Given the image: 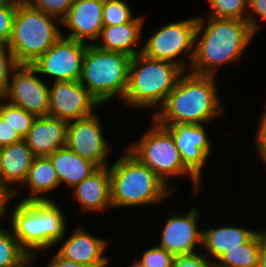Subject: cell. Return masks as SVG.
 I'll list each match as a JSON object with an SVG mask.
<instances>
[{
    "mask_svg": "<svg viewBox=\"0 0 266 267\" xmlns=\"http://www.w3.org/2000/svg\"><path fill=\"white\" fill-rule=\"evenodd\" d=\"M184 77V78H183ZM214 76L189 73L179 77L175 89L166 97L162 111L155 114V123L201 124L221 114Z\"/></svg>",
    "mask_w": 266,
    "mask_h": 267,
    "instance_id": "cell-1",
    "label": "cell"
},
{
    "mask_svg": "<svg viewBox=\"0 0 266 267\" xmlns=\"http://www.w3.org/2000/svg\"><path fill=\"white\" fill-rule=\"evenodd\" d=\"M254 33L247 21L210 17L194 49L192 73L214 76L215 65L240 58Z\"/></svg>",
    "mask_w": 266,
    "mask_h": 267,
    "instance_id": "cell-2",
    "label": "cell"
},
{
    "mask_svg": "<svg viewBox=\"0 0 266 267\" xmlns=\"http://www.w3.org/2000/svg\"><path fill=\"white\" fill-rule=\"evenodd\" d=\"M113 206L158 203L168 196L167 183L129 151L109 169Z\"/></svg>",
    "mask_w": 266,
    "mask_h": 267,
    "instance_id": "cell-3",
    "label": "cell"
},
{
    "mask_svg": "<svg viewBox=\"0 0 266 267\" xmlns=\"http://www.w3.org/2000/svg\"><path fill=\"white\" fill-rule=\"evenodd\" d=\"M12 228L20 247L42 250L60 241L65 233V218L51 200L21 201L12 214ZM33 256V257H32Z\"/></svg>",
    "mask_w": 266,
    "mask_h": 267,
    "instance_id": "cell-4",
    "label": "cell"
},
{
    "mask_svg": "<svg viewBox=\"0 0 266 267\" xmlns=\"http://www.w3.org/2000/svg\"><path fill=\"white\" fill-rule=\"evenodd\" d=\"M184 70L176 63L139 53L131 58L125 102L141 107L164 103Z\"/></svg>",
    "mask_w": 266,
    "mask_h": 267,
    "instance_id": "cell-5",
    "label": "cell"
},
{
    "mask_svg": "<svg viewBox=\"0 0 266 267\" xmlns=\"http://www.w3.org/2000/svg\"><path fill=\"white\" fill-rule=\"evenodd\" d=\"M54 18L33 8L26 1L17 5L7 47L18 65H32L62 37L52 23Z\"/></svg>",
    "mask_w": 266,
    "mask_h": 267,
    "instance_id": "cell-6",
    "label": "cell"
},
{
    "mask_svg": "<svg viewBox=\"0 0 266 267\" xmlns=\"http://www.w3.org/2000/svg\"><path fill=\"white\" fill-rule=\"evenodd\" d=\"M131 56L89 44L82 62L79 82L98 101H108L119 94L124 98L128 87ZM85 81L87 85H85Z\"/></svg>",
    "mask_w": 266,
    "mask_h": 267,
    "instance_id": "cell-7",
    "label": "cell"
},
{
    "mask_svg": "<svg viewBox=\"0 0 266 267\" xmlns=\"http://www.w3.org/2000/svg\"><path fill=\"white\" fill-rule=\"evenodd\" d=\"M128 151L165 183L169 175L190 174L197 190L200 180L186 168L171 134L163 126L156 123Z\"/></svg>",
    "mask_w": 266,
    "mask_h": 267,
    "instance_id": "cell-8",
    "label": "cell"
},
{
    "mask_svg": "<svg viewBox=\"0 0 266 267\" xmlns=\"http://www.w3.org/2000/svg\"><path fill=\"white\" fill-rule=\"evenodd\" d=\"M203 18H193L181 22L163 26L153 35L142 48V54L146 57L176 63L183 70L185 65L174 58L181 52L190 49L191 62L194 57V45L196 38L203 29Z\"/></svg>",
    "mask_w": 266,
    "mask_h": 267,
    "instance_id": "cell-9",
    "label": "cell"
},
{
    "mask_svg": "<svg viewBox=\"0 0 266 267\" xmlns=\"http://www.w3.org/2000/svg\"><path fill=\"white\" fill-rule=\"evenodd\" d=\"M88 44L61 37L31 66L36 73L55 77L56 82L79 81Z\"/></svg>",
    "mask_w": 266,
    "mask_h": 267,
    "instance_id": "cell-10",
    "label": "cell"
},
{
    "mask_svg": "<svg viewBox=\"0 0 266 267\" xmlns=\"http://www.w3.org/2000/svg\"><path fill=\"white\" fill-rule=\"evenodd\" d=\"M98 101L79 81L54 82L49 89L48 115L70 122L92 115Z\"/></svg>",
    "mask_w": 266,
    "mask_h": 267,
    "instance_id": "cell-11",
    "label": "cell"
},
{
    "mask_svg": "<svg viewBox=\"0 0 266 267\" xmlns=\"http://www.w3.org/2000/svg\"><path fill=\"white\" fill-rule=\"evenodd\" d=\"M14 71L6 96L11 101L9 103L37 117L47 116L50 88L34 75L36 70L31 65H18Z\"/></svg>",
    "mask_w": 266,
    "mask_h": 267,
    "instance_id": "cell-12",
    "label": "cell"
},
{
    "mask_svg": "<svg viewBox=\"0 0 266 267\" xmlns=\"http://www.w3.org/2000/svg\"><path fill=\"white\" fill-rule=\"evenodd\" d=\"M161 126L171 134L186 168L199 180L211 150L203 125L186 122Z\"/></svg>",
    "mask_w": 266,
    "mask_h": 267,
    "instance_id": "cell-13",
    "label": "cell"
},
{
    "mask_svg": "<svg viewBox=\"0 0 266 267\" xmlns=\"http://www.w3.org/2000/svg\"><path fill=\"white\" fill-rule=\"evenodd\" d=\"M100 122L92 114L88 117L68 123L67 147L96 164L99 168L106 167L107 142L104 140Z\"/></svg>",
    "mask_w": 266,
    "mask_h": 267,
    "instance_id": "cell-14",
    "label": "cell"
},
{
    "mask_svg": "<svg viewBox=\"0 0 266 267\" xmlns=\"http://www.w3.org/2000/svg\"><path fill=\"white\" fill-rule=\"evenodd\" d=\"M105 0H75L67 16L61 21L72 33L67 37L84 43V39H97L103 28Z\"/></svg>",
    "mask_w": 266,
    "mask_h": 267,
    "instance_id": "cell-15",
    "label": "cell"
},
{
    "mask_svg": "<svg viewBox=\"0 0 266 267\" xmlns=\"http://www.w3.org/2000/svg\"><path fill=\"white\" fill-rule=\"evenodd\" d=\"M197 210L192 209L184 217L168 219L159 247L174 256L194 253L196 243L202 245L203 232L197 230Z\"/></svg>",
    "mask_w": 266,
    "mask_h": 267,
    "instance_id": "cell-16",
    "label": "cell"
},
{
    "mask_svg": "<svg viewBox=\"0 0 266 267\" xmlns=\"http://www.w3.org/2000/svg\"><path fill=\"white\" fill-rule=\"evenodd\" d=\"M68 122L52 116L36 117L24 138L35 157L49 156L67 145Z\"/></svg>",
    "mask_w": 266,
    "mask_h": 267,
    "instance_id": "cell-17",
    "label": "cell"
},
{
    "mask_svg": "<svg viewBox=\"0 0 266 267\" xmlns=\"http://www.w3.org/2000/svg\"><path fill=\"white\" fill-rule=\"evenodd\" d=\"M106 242L78 229L59 249L57 254L63 259L87 267H104L108 259L102 256Z\"/></svg>",
    "mask_w": 266,
    "mask_h": 267,
    "instance_id": "cell-18",
    "label": "cell"
},
{
    "mask_svg": "<svg viewBox=\"0 0 266 267\" xmlns=\"http://www.w3.org/2000/svg\"><path fill=\"white\" fill-rule=\"evenodd\" d=\"M75 195L84 210H102L113 207L111 201V179L107 167L99 168L91 176L78 183Z\"/></svg>",
    "mask_w": 266,
    "mask_h": 267,
    "instance_id": "cell-19",
    "label": "cell"
},
{
    "mask_svg": "<svg viewBox=\"0 0 266 267\" xmlns=\"http://www.w3.org/2000/svg\"><path fill=\"white\" fill-rule=\"evenodd\" d=\"M48 157L58 175L59 183L64 181L71 188L99 169L96 164L79 156L67 146L61 147Z\"/></svg>",
    "mask_w": 266,
    "mask_h": 267,
    "instance_id": "cell-20",
    "label": "cell"
},
{
    "mask_svg": "<svg viewBox=\"0 0 266 267\" xmlns=\"http://www.w3.org/2000/svg\"><path fill=\"white\" fill-rule=\"evenodd\" d=\"M143 24V18H134L128 23L114 26H103L99 38H103V44L97 45V47L112 51L121 52L131 57L142 53V49L137 51L132 47L141 38V29Z\"/></svg>",
    "mask_w": 266,
    "mask_h": 267,
    "instance_id": "cell-21",
    "label": "cell"
},
{
    "mask_svg": "<svg viewBox=\"0 0 266 267\" xmlns=\"http://www.w3.org/2000/svg\"><path fill=\"white\" fill-rule=\"evenodd\" d=\"M1 152L2 184L15 195L17 192L9 188L7 184L24 182L35 156L24 139L1 147Z\"/></svg>",
    "mask_w": 266,
    "mask_h": 267,
    "instance_id": "cell-22",
    "label": "cell"
},
{
    "mask_svg": "<svg viewBox=\"0 0 266 267\" xmlns=\"http://www.w3.org/2000/svg\"><path fill=\"white\" fill-rule=\"evenodd\" d=\"M202 232V245L215 259H219L228 250L247 243L256 234L254 231L237 227H222Z\"/></svg>",
    "mask_w": 266,
    "mask_h": 267,
    "instance_id": "cell-23",
    "label": "cell"
},
{
    "mask_svg": "<svg viewBox=\"0 0 266 267\" xmlns=\"http://www.w3.org/2000/svg\"><path fill=\"white\" fill-rule=\"evenodd\" d=\"M24 182L31 187V197L22 201L49 200L37 194L59 186L58 175L48 156L35 157Z\"/></svg>",
    "mask_w": 266,
    "mask_h": 267,
    "instance_id": "cell-24",
    "label": "cell"
},
{
    "mask_svg": "<svg viewBox=\"0 0 266 267\" xmlns=\"http://www.w3.org/2000/svg\"><path fill=\"white\" fill-rule=\"evenodd\" d=\"M261 233H256L247 243L228 250L218 260L231 267H258Z\"/></svg>",
    "mask_w": 266,
    "mask_h": 267,
    "instance_id": "cell-25",
    "label": "cell"
},
{
    "mask_svg": "<svg viewBox=\"0 0 266 267\" xmlns=\"http://www.w3.org/2000/svg\"><path fill=\"white\" fill-rule=\"evenodd\" d=\"M31 259L12 233L0 230V267H23Z\"/></svg>",
    "mask_w": 266,
    "mask_h": 267,
    "instance_id": "cell-26",
    "label": "cell"
},
{
    "mask_svg": "<svg viewBox=\"0 0 266 267\" xmlns=\"http://www.w3.org/2000/svg\"><path fill=\"white\" fill-rule=\"evenodd\" d=\"M211 5V10H213L211 17L214 18H224V19H240L247 21L252 29L256 32L260 27L256 24L251 16H244L243 11L245 10V5L248 4V0H208Z\"/></svg>",
    "mask_w": 266,
    "mask_h": 267,
    "instance_id": "cell-27",
    "label": "cell"
},
{
    "mask_svg": "<svg viewBox=\"0 0 266 267\" xmlns=\"http://www.w3.org/2000/svg\"><path fill=\"white\" fill-rule=\"evenodd\" d=\"M0 116L24 139L31 129L36 115L11 103L0 105Z\"/></svg>",
    "mask_w": 266,
    "mask_h": 267,
    "instance_id": "cell-28",
    "label": "cell"
},
{
    "mask_svg": "<svg viewBox=\"0 0 266 267\" xmlns=\"http://www.w3.org/2000/svg\"><path fill=\"white\" fill-rule=\"evenodd\" d=\"M132 13L123 0H105L103 6V25L114 26L132 21Z\"/></svg>",
    "mask_w": 266,
    "mask_h": 267,
    "instance_id": "cell-29",
    "label": "cell"
},
{
    "mask_svg": "<svg viewBox=\"0 0 266 267\" xmlns=\"http://www.w3.org/2000/svg\"><path fill=\"white\" fill-rule=\"evenodd\" d=\"M30 6L42 12L60 18V22L67 16L69 8L75 0H25Z\"/></svg>",
    "mask_w": 266,
    "mask_h": 267,
    "instance_id": "cell-30",
    "label": "cell"
},
{
    "mask_svg": "<svg viewBox=\"0 0 266 267\" xmlns=\"http://www.w3.org/2000/svg\"><path fill=\"white\" fill-rule=\"evenodd\" d=\"M8 52H6V49ZM18 66L13 53L7 46H0V99L6 98L8 92V85L10 83L9 73L14 72Z\"/></svg>",
    "mask_w": 266,
    "mask_h": 267,
    "instance_id": "cell-31",
    "label": "cell"
},
{
    "mask_svg": "<svg viewBox=\"0 0 266 267\" xmlns=\"http://www.w3.org/2000/svg\"><path fill=\"white\" fill-rule=\"evenodd\" d=\"M17 5L0 4V46H7L12 35Z\"/></svg>",
    "mask_w": 266,
    "mask_h": 267,
    "instance_id": "cell-32",
    "label": "cell"
},
{
    "mask_svg": "<svg viewBox=\"0 0 266 267\" xmlns=\"http://www.w3.org/2000/svg\"><path fill=\"white\" fill-rule=\"evenodd\" d=\"M175 256L161 247L147 250L139 261L145 267H172Z\"/></svg>",
    "mask_w": 266,
    "mask_h": 267,
    "instance_id": "cell-33",
    "label": "cell"
},
{
    "mask_svg": "<svg viewBox=\"0 0 266 267\" xmlns=\"http://www.w3.org/2000/svg\"><path fill=\"white\" fill-rule=\"evenodd\" d=\"M172 267H212L205 257L197 253L175 256Z\"/></svg>",
    "mask_w": 266,
    "mask_h": 267,
    "instance_id": "cell-34",
    "label": "cell"
},
{
    "mask_svg": "<svg viewBox=\"0 0 266 267\" xmlns=\"http://www.w3.org/2000/svg\"><path fill=\"white\" fill-rule=\"evenodd\" d=\"M23 138L0 116V147L22 141Z\"/></svg>",
    "mask_w": 266,
    "mask_h": 267,
    "instance_id": "cell-35",
    "label": "cell"
},
{
    "mask_svg": "<svg viewBox=\"0 0 266 267\" xmlns=\"http://www.w3.org/2000/svg\"><path fill=\"white\" fill-rule=\"evenodd\" d=\"M261 123L259 125L258 136H257V150L260 152L263 161L266 163V111L264 112Z\"/></svg>",
    "mask_w": 266,
    "mask_h": 267,
    "instance_id": "cell-36",
    "label": "cell"
},
{
    "mask_svg": "<svg viewBox=\"0 0 266 267\" xmlns=\"http://www.w3.org/2000/svg\"><path fill=\"white\" fill-rule=\"evenodd\" d=\"M49 267H87V266L73 262L71 260L63 259L58 254H56L53 260L50 262Z\"/></svg>",
    "mask_w": 266,
    "mask_h": 267,
    "instance_id": "cell-37",
    "label": "cell"
},
{
    "mask_svg": "<svg viewBox=\"0 0 266 267\" xmlns=\"http://www.w3.org/2000/svg\"><path fill=\"white\" fill-rule=\"evenodd\" d=\"M248 7H251L262 19H266V0H248Z\"/></svg>",
    "mask_w": 266,
    "mask_h": 267,
    "instance_id": "cell-38",
    "label": "cell"
},
{
    "mask_svg": "<svg viewBox=\"0 0 266 267\" xmlns=\"http://www.w3.org/2000/svg\"><path fill=\"white\" fill-rule=\"evenodd\" d=\"M13 193L0 182V216L4 214L8 200Z\"/></svg>",
    "mask_w": 266,
    "mask_h": 267,
    "instance_id": "cell-39",
    "label": "cell"
},
{
    "mask_svg": "<svg viewBox=\"0 0 266 267\" xmlns=\"http://www.w3.org/2000/svg\"><path fill=\"white\" fill-rule=\"evenodd\" d=\"M258 267H266V233H261Z\"/></svg>",
    "mask_w": 266,
    "mask_h": 267,
    "instance_id": "cell-40",
    "label": "cell"
},
{
    "mask_svg": "<svg viewBox=\"0 0 266 267\" xmlns=\"http://www.w3.org/2000/svg\"><path fill=\"white\" fill-rule=\"evenodd\" d=\"M25 2V0H0V4H13L18 5Z\"/></svg>",
    "mask_w": 266,
    "mask_h": 267,
    "instance_id": "cell-41",
    "label": "cell"
},
{
    "mask_svg": "<svg viewBox=\"0 0 266 267\" xmlns=\"http://www.w3.org/2000/svg\"><path fill=\"white\" fill-rule=\"evenodd\" d=\"M0 182L2 183V152L0 147Z\"/></svg>",
    "mask_w": 266,
    "mask_h": 267,
    "instance_id": "cell-42",
    "label": "cell"
},
{
    "mask_svg": "<svg viewBox=\"0 0 266 267\" xmlns=\"http://www.w3.org/2000/svg\"><path fill=\"white\" fill-rule=\"evenodd\" d=\"M212 267H231V266H227V265H224V264H214L212 263Z\"/></svg>",
    "mask_w": 266,
    "mask_h": 267,
    "instance_id": "cell-43",
    "label": "cell"
},
{
    "mask_svg": "<svg viewBox=\"0 0 266 267\" xmlns=\"http://www.w3.org/2000/svg\"><path fill=\"white\" fill-rule=\"evenodd\" d=\"M132 267H145V266H143L140 262H136L133 264Z\"/></svg>",
    "mask_w": 266,
    "mask_h": 267,
    "instance_id": "cell-44",
    "label": "cell"
}]
</instances>
